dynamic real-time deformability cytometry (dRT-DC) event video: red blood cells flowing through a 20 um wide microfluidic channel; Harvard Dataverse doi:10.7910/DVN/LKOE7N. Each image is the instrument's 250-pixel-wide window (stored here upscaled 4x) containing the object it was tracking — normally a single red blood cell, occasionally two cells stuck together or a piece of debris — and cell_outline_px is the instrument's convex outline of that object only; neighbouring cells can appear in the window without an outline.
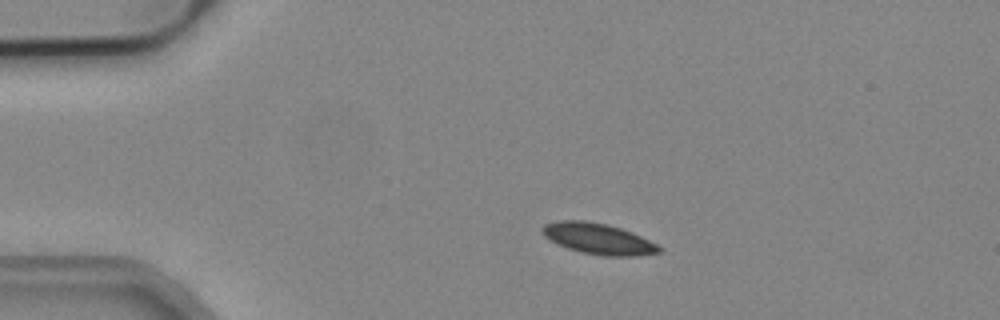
{"species": "common noctule bat (a hibernating species)", "species_latin": "Nyctalus noctula", "temperature_condition": "cold", "stored_images_in_passage": 5, "camera_frame_rate_fps": 3000, "um_per_image_px": 0.085, "animal": {"sex": "male", "body_mass_g": 19.2, "forearm_length_mm": 51.8}, "frame": {"image": 1, "passage_image": 2, "time_ms": 0.333, "image_size_px": [1000, 320], "cell_outline_px": [[664, 252], [636, 256], [604, 256], [580, 252], [568, 248], [548, 240], [544, 236], [540, 228], [544, 224], [556, 220], [584, 220], [608, 224], [632, 232], [664, 248]], "centroid_in_image_um": [50.84, 20.29], "position_along_channel_um": 34.2, "area_um2": 21.33}}